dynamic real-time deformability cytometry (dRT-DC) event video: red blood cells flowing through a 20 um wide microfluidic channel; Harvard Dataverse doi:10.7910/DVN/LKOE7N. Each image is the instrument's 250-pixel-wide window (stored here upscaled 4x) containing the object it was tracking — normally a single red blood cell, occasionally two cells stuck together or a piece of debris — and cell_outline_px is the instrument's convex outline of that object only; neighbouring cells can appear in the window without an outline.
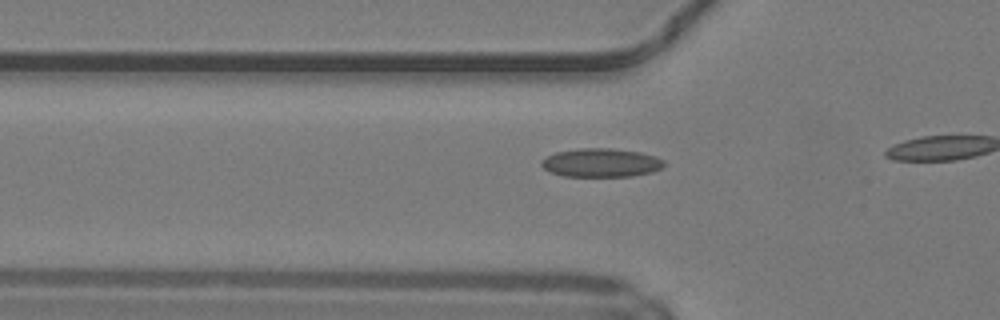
{"species": "common noctule bat (a hibernating species)", "species_latin": "Nyctalus noctula", "temperature_condition": "warm", "stored_images_in_passage": 9, "camera_frame_rate_fps": 3000, "um_per_image_px": 0.085, "animal": {"sex": "male", "body_mass_g": 19.2, "forearm_length_mm": 51.8}, "frame": {"image": 1, "passage_image": 4, "time_ms": 1.0, "image_size_px": [1000, 320], "cell_outline_px": [[664, 164], [660, 168], [652, 172], [632, 176], [564, 176], [548, 172], [540, 164], [540, 160], [556, 152], [580, 148], [612, 148], [640, 152], [656, 156], [664, 160]], "centroid_in_image_um": [51.07, 13.83], "position_along_channel_um": 74.7, "area_um2": 20.52}}
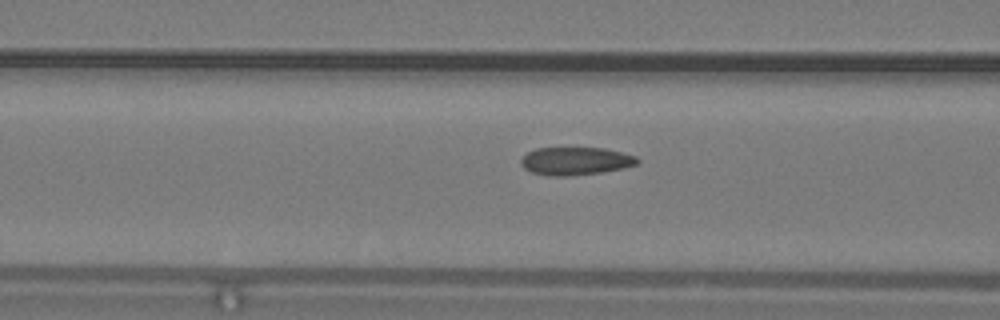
{"frame": {"image": 2, "passage_image": 7, "time_ms": 2.0, "image_size_px": [1000, 320], "cell_outline_px": [[640, 160], [636, 164], [624, 168], [600, 172], [568, 176], [548, 176], [532, 172], [524, 168], [520, 164], [520, 160], [528, 152], [536, 148], [604, 148], [636, 156]], "centroid_in_image_um": [48.9, 13.69], "position_along_channel_um": 117.7, "area_um2": 18.84}}